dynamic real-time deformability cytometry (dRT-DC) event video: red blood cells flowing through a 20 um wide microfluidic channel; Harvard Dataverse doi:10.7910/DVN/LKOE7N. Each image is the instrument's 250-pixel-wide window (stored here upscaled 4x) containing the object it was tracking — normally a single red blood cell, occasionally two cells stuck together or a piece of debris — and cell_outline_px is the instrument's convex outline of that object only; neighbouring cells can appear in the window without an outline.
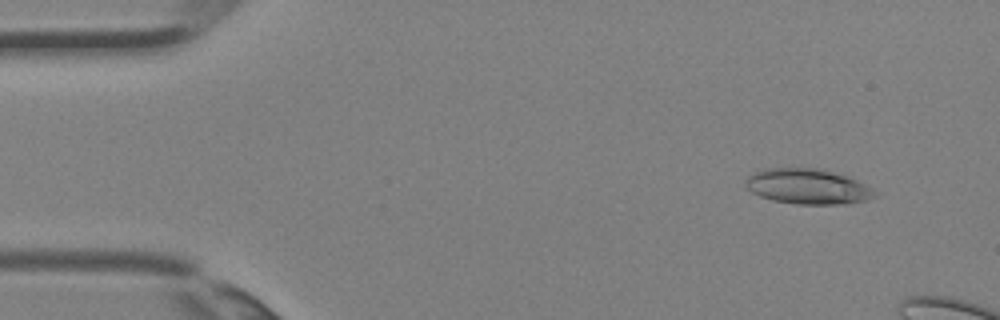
{"species": "Egyptian fruit bat (a non-hibernating species)", "species_latin": "Rousettus aegyptiacus", "temperature_condition": "room temperature", "stored_images_in_passage": 4, "camera_frame_rate_fps": 3000, "um_per_image_px": 0.085, "animal": {"sex": "female"}, "frame": {"image": 1, "passage_image": 2, "time_ms": 0.333, "image_size_px": [1000, 320], "cell_outline_px": [[876, 196], [868, 200], [844, 204], [796, 204], [772, 200], [760, 196], [752, 192], [744, 184], [748, 176], [764, 168], [816, 168], [848, 176], [856, 180], [868, 188]], "centroid_in_image_um": [68.6, 15.85], "position_along_channel_um": 16.4, "area_um2": 26.18}}